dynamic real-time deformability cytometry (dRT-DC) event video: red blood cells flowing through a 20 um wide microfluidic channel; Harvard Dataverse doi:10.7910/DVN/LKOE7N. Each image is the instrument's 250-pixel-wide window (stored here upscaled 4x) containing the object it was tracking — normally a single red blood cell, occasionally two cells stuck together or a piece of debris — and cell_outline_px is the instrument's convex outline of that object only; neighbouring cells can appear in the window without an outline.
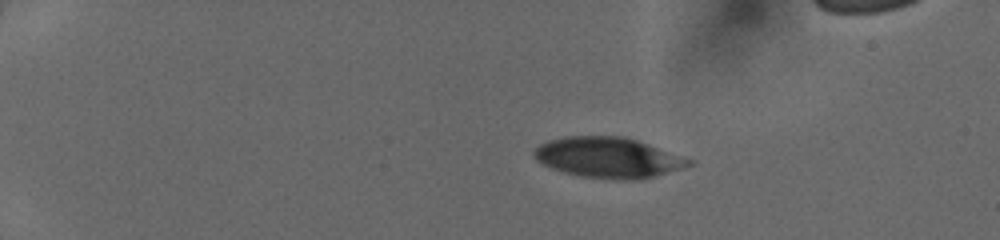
{"species": "human", "species_latin": "Homo sapiens", "temperature_condition": "cold", "stored_images_in_passage": 40, "camera_frame_rate_fps": 3000, "um_per_image_px": 0.085, "donor": {"sex": "female"}, "frame": {"image": 1, "passage_image": 1, "time_ms": 0.0, "image_size_px": [1000, 240], "cell_outline_px": [[692, 164], [684, 168], [652, 176], [632, 180], [620, 180], [580, 176], [564, 172], [552, 168], [536, 160], [532, 156], [532, 152], [540, 144], [548, 140], [564, 136], [624, 136], [636, 140], [692, 160]], "centroid_in_image_um": [51.64, 13.39], "position_along_channel_um": 33.4, "area_um2": 36.18}}
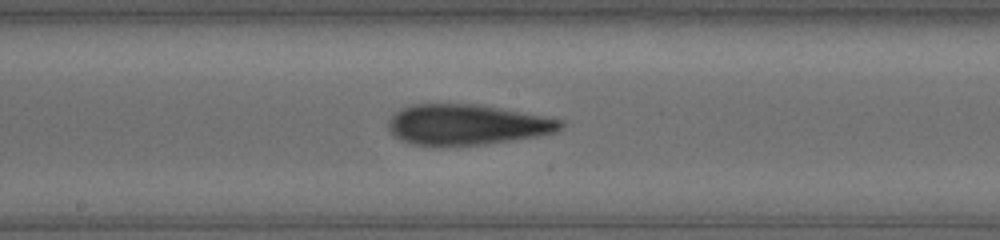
{"frame": {"image": 2, "passage_image": 20, "time_ms": 6.333, "image_size_px": [1000, 240], "cell_outline_px": [[564, 124], [556, 132], [536, 136], [512, 140], [484, 144], [412, 144], [400, 140], [388, 132], [388, 120], [400, 108], [412, 104], [476, 104], [500, 108], [564, 120]], "centroid_in_image_um": [39.65, 10.58], "position_along_channel_um": 208.5, "area_um2": 40.17}}
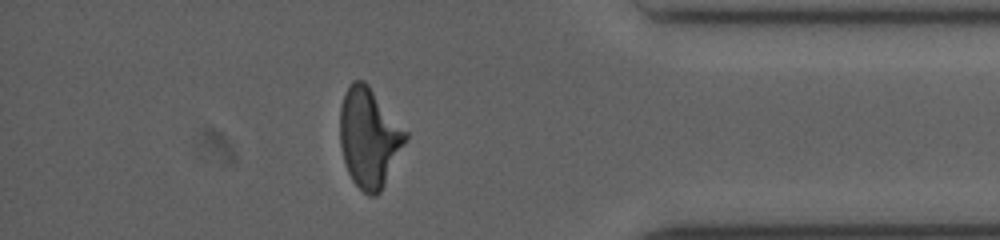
{"frame": {"image": 3, "passage_image": 35, "time_ms": 11.333, "image_size_px": [1000, 240], "cell_outline_px": [[408, 136], [380, 192], [376, 196], [368, 196], [352, 180], [348, 172], [344, 160], [340, 144], [340, 108], [344, 92], [352, 80], [364, 80], [368, 84], [408, 132]], "centroid_in_image_um": [31.36, 11.66], "position_along_channel_um": 403.8, "area_um2": 37.74}}